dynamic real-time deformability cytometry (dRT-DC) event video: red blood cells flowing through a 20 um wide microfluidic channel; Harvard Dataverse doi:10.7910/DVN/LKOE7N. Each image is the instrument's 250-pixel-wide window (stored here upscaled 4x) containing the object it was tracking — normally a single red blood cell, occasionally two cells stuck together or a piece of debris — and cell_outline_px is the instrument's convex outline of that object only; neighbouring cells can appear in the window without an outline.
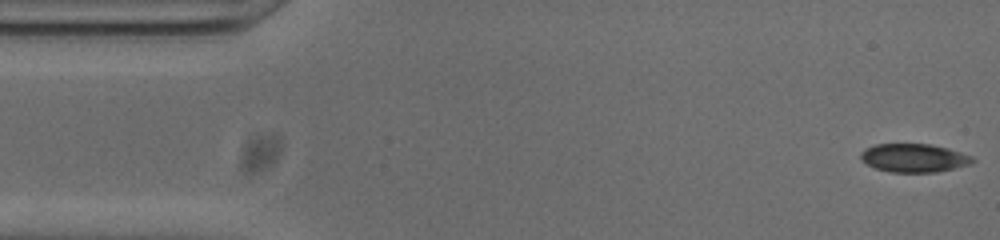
{"species": "common noctule bat (a hibernating species)", "species_latin": "Nyctalus noctula", "temperature_condition": "cold", "stored_images_in_passage": 12, "camera_frame_rate_fps": 3000, "um_per_image_px": 0.085, "animal": {"sex": "male", "body_mass_g": 20.0, "forearm_length_mm": 53.3}, "frame": {"image": 1, "passage_image": 1, "time_ms": 0.0, "image_size_px": [1000, 240], "cell_outline_px": [[976, 160], [972, 164], [936, 172], [892, 172], [876, 168], [860, 160], [860, 152], [864, 148], [876, 144], [928, 144], [948, 148], [972, 156]], "centroid_in_image_um": [77.68, 13.42], "position_along_channel_um": 7.3, "area_um2": 18.55}}
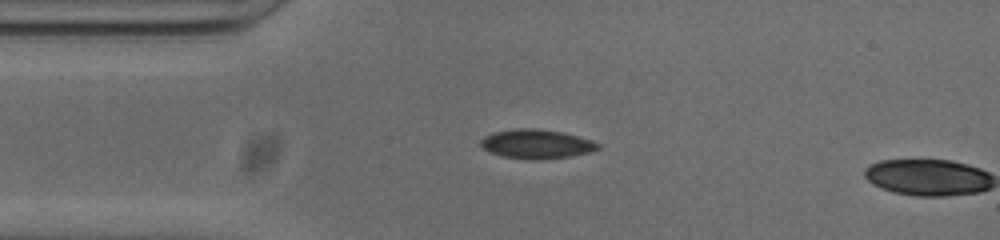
{"frame": {"image": 2, "passage_image": 11, "time_ms": 3.333, "image_size_px": [1000, 240], "cell_outline_px": [[600, 148], [588, 152], [568, 156], [540, 160], [532, 160], [504, 156], [492, 152], [484, 148], [480, 144], [480, 140], [484, 136], [492, 132], [516, 128], [532, 128], [564, 132], [592, 140], [600, 144]], "centroid_in_image_um": [45.6, 12.22], "position_along_channel_um": 39.4, "area_um2": 19.83}}